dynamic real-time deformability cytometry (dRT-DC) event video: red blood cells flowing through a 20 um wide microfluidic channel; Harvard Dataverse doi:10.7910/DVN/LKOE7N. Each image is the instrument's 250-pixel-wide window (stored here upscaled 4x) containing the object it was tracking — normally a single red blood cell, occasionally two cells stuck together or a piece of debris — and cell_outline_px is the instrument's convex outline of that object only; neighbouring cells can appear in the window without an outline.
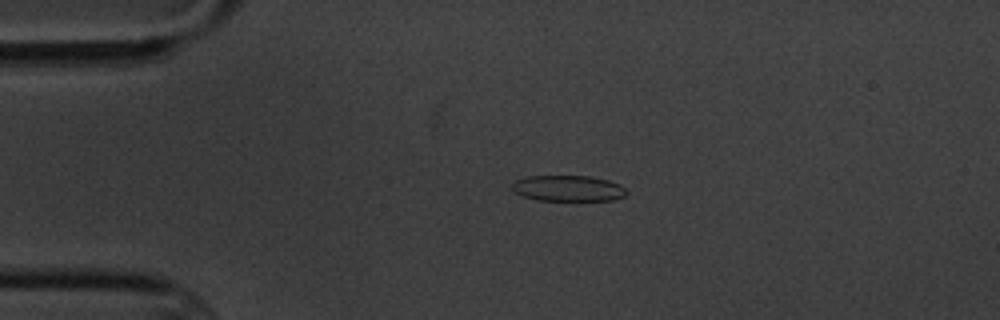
{"species": "common noctule bat (a hibernating species)", "species_latin": "Nyctalus noctula", "temperature_condition": "cold", "stored_images_in_passage": 3, "camera_frame_rate_fps": 3000, "um_per_image_px": 0.085, "animal": {"sex": "male", "body_mass_g": 20.1, "forearm_length_mm": 53.5}, "frame": {"image": 1, "passage_image": 2, "time_ms": 2.0, "image_size_px": [1000, 320], "cell_outline_px": [[628, 192], [624, 196], [612, 200], [536, 200], [512, 192], [512, 184], [516, 180], [528, 176], [588, 176], [608, 180], [620, 184]], "centroid_in_image_um": [48.28, 16.01], "position_along_channel_um": 36.7, "area_um2": 17.22}}